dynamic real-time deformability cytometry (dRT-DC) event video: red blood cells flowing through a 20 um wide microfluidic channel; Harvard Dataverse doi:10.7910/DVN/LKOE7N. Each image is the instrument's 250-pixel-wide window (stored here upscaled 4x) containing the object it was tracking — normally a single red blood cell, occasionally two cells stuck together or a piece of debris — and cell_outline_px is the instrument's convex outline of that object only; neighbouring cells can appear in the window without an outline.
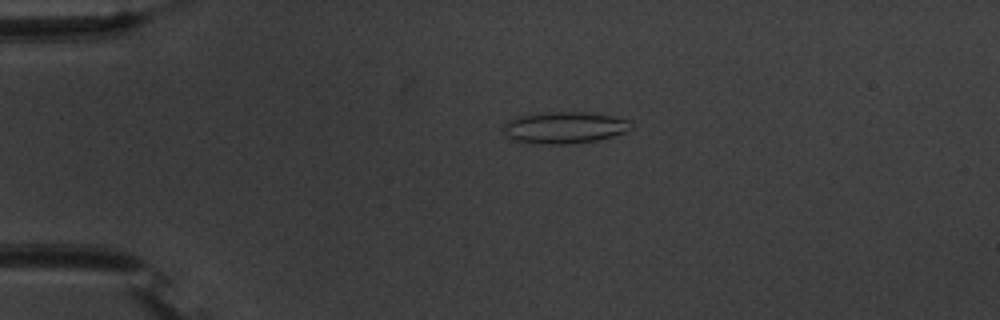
{"species": "common noctule bat (a hibernating species)", "species_latin": "Nyctalus noctula", "temperature_condition": "warm", "stored_images_in_passage": 43, "camera_frame_rate_fps": 3000, "um_per_image_px": 0.085, "animal": {"sex": "male", "body_mass_g": 20.1, "forearm_length_mm": 53.5}, "frame": {"image": 1, "passage_image": 1, "time_ms": 0.0, "image_size_px": [1000, 320], "cell_outline_px": [[632, 128], [624, 132], [600, 140], [576, 144], [528, 144], [512, 140], [504, 136], [504, 124], [508, 120], [516, 116], [552, 112], [588, 112], [612, 116], [632, 120]], "centroid_in_image_um": [47.96, 10.86], "position_along_channel_um": 37.0, "area_um2": 24.1}}
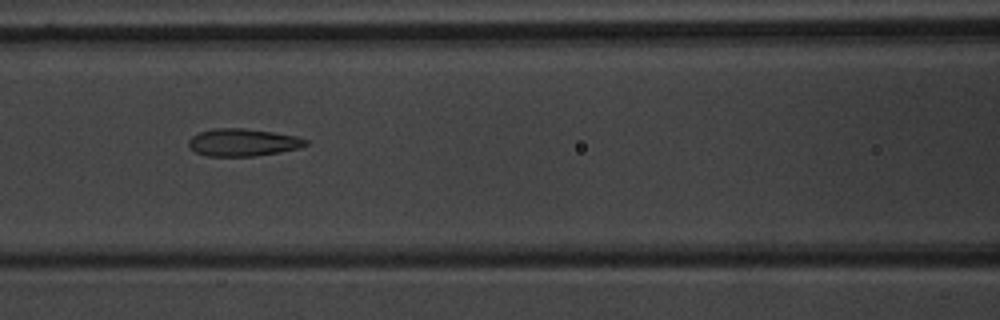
{"frame": {"image": 2, "passage_image": 13, "time_ms": 4.0, "image_size_px": [1000, 320], "cell_outline_px": [[308, 144], [300, 148], [280, 152], [256, 156], [208, 156], [196, 152], [188, 148], [188, 140], [192, 136], [200, 132], [212, 128], [244, 128], [272, 132], [296, 136], [308, 140]], "centroid_in_image_um": [20.63, 12.11], "position_along_channel_um": 146.0, "area_um2": 18.84}}
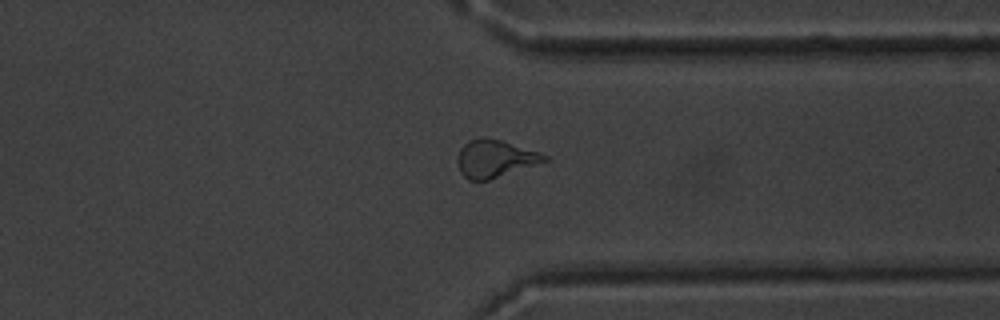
{"frame": {"image": 3, "passage_image": 31, "time_ms": 10.0, "image_size_px": [1000, 320], "cell_outline_px": [[548, 160], [488, 180], [468, 180], [460, 172], [456, 160], [460, 148], [468, 140], [484, 136], [500, 140], [540, 152], [548, 156]], "centroid_in_image_um": [42.02, 13.47], "position_along_channel_um": 369.4, "area_um2": 18.9}, "authors_computed_cell_mechanics": {"area_um2": 18.9584, "velocity_mm_per_s": 3.7357, "shape_relaxation_time_tau1_ms": 8.7492, "shape_relaxation_time_tau2_ms": 1.5766, "deformation_change_tau1": 0.228, "deformation_change_tau2": 0.1015}}